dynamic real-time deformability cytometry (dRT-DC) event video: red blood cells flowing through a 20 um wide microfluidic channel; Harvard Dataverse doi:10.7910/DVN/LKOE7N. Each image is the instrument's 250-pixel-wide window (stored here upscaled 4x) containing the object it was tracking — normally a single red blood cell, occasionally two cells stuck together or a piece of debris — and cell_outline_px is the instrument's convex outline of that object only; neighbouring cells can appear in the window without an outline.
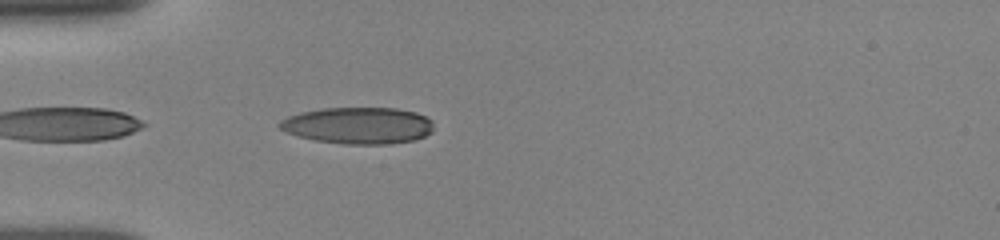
{"species": "human", "species_latin": "Homo sapiens", "temperature_condition": "room temperature", "stored_images_in_passage": 3, "camera_frame_rate_fps": 3000, "um_per_image_px": 0.085, "donor": {"sex": "female"}, "frame": {"image": 1, "passage_image": 1, "time_ms": 0.0, "image_size_px": [1000, 240], "cell_outline_px": [[432, 132], [416, 140], [392, 144], [344, 144], [316, 140], [300, 136], [288, 132], [280, 128], [276, 124], [280, 120], [288, 116], [300, 112], [324, 108], [396, 108], [416, 112], [432, 120]], "centroid_in_image_um": [30.46, 10.67], "position_along_channel_um": 54.5, "area_um2": 32.95}}
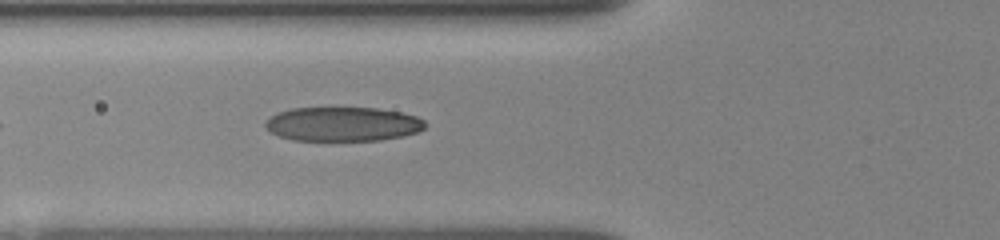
{"frame": {"image": 2, "passage_image": 3, "time_ms": 1.333, "image_size_px": [1000, 240], "cell_outline_px": [[428, 124], [424, 128], [416, 132], [404, 136], [380, 140], [292, 140], [280, 136], [272, 132], [264, 124], [272, 116], [280, 112], [292, 108], [376, 108], [400, 112], [416, 116], [424, 120]], "centroid_in_image_um": [29.19, 10.55], "position_along_channel_um": 96.6, "area_um2": 31.62}}